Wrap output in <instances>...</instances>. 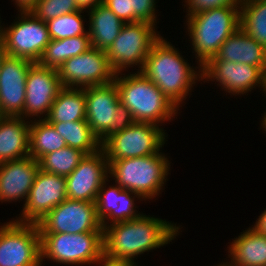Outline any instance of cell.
<instances>
[{
  "mask_svg": "<svg viewBox=\"0 0 266 266\" xmlns=\"http://www.w3.org/2000/svg\"><path fill=\"white\" fill-rule=\"evenodd\" d=\"M178 230L176 224L146 215L107 225L103 227L104 259L136 264L134 256L168 244Z\"/></svg>",
  "mask_w": 266,
  "mask_h": 266,
  "instance_id": "6da1fadb",
  "label": "cell"
},
{
  "mask_svg": "<svg viewBox=\"0 0 266 266\" xmlns=\"http://www.w3.org/2000/svg\"><path fill=\"white\" fill-rule=\"evenodd\" d=\"M141 72L177 107L187 98L199 76L203 81L202 69L199 75L177 49L162 37L152 45Z\"/></svg>",
  "mask_w": 266,
  "mask_h": 266,
  "instance_id": "7a4b0ae2",
  "label": "cell"
},
{
  "mask_svg": "<svg viewBox=\"0 0 266 266\" xmlns=\"http://www.w3.org/2000/svg\"><path fill=\"white\" fill-rule=\"evenodd\" d=\"M119 75L115 74L114 82L120 101L131 111L135 122L158 124L177 114V106L141 71L123 77Z\"/></svg>",
  "mask_w": 266,
  "mask_h": 266,
  "instance_id": "3957f363",
  "label": "cell"
},
{
  "mask_svg": "<svg viewBox=\"0 0 266 266\" xmlns=\"http://www.w3.org/2000/svg\"><path fill=\"white\" fill-rule=\"evenodd\" d=\"M186 17L193 50L202 68L240 27V6L214 8Z\"/></svg>",
  "mask_w": 266,
  "mask_h": 266,
  "instance_id": "277c9868",
  "label": "cell"
},
{
  "mask_svg": "<svg viewBox=\"0 0 266 266\" xmlns=\"http://www.w3.org/2000/svg\"><path fill=\"white\" fill-rule=\"evenodd\" d=\"M110 177L122 189L130 190L143 199H152L160 193L170 163L164 154L108 160Z\"/></svg>",
  "mask_w": 266,
  "mask_h": 266,
  "instance_id": "5b68a950",
  "label": "cell"
},
{
  "mask_svg": "<svg viewBox=\"0 0 266 266\" xmlns=\"http://www.w3.org/2000/svg\"><path fill=\"white\" fill-rule=\"evenodd\" d=\"M86 120L92 133L102 144L111 134L131 126L135 120L119 98L113 81L105 85L85 87Z\"/></svg>",
  "mask_w": 266,
  "mask_h": 266,
  "instance_id": "8992f818",
  "label": "cell"
},
{
  "mask_svg": "<svg viewBox=\"0 0 266 266\" xmlns=\"http://www.w3.org/2000/svg\"><path fill=\"white\" fill-rule=\"evenodd\" d=\"M43 258L60 264H94L103 256V232L40 234Z\"/></svg>",
  "mask_w": 266,
  "mask_h": 266,
  "instance_id": "52a82bcc",
  "label": "cell"
},
{
  "mask_svg": "<svg viewBox=\"0 0 266 266\" xmlns=\"http://www.w3.org/2000/svg\"><path fill=\"white\" fill-rule=\"evenodd\" d=\"M148 22L126 23L113 44L105 51L115 73L138 65L142 70L152 45L161 37ZM154 29V30H153Z\"/></svg>",
  "mask_w": 266,
  "mask_h": 266,
  "instance_id": "ba28073f",
  "label": "cell"
},
{
  "mask_svg": "<svg viewBox=\"0 0 266 266\" xmlns=\"http://www.w3.org/2000/svg\"><path fill=\"white\" fill-rule=\"evenodd\" d=\"M159 124L134 122L111 134L102 144L107 160H120L157 154L164 145L165 133Z\"/></svg>",
  "mask_w": 266,
  "mask_h": 266,
  "instance_id": "9c48e42d",
  "label": "cell"
},
{
  "mask_svg": "<svg viewBox=\"0 0 266 266\" xmlns=\"http://www.w3.org/2000/svg\"><path fill=\"white\" fill-rule=\"evenodd\" d=\"M39 226L10 221L0 227V266H41Z\"/></svg>",
  "mask_w": 266,
  "mask_h": 266,
  "instance_id": "30bf717a",
  "label": "cell"
},
{
  "mask_svg": "<svg viewBox=\"0 0 266 266\" xmlns=\"http://www.w3.org/2000/svg\"><path fill=\"white\" fill-rule=\"evenodd\" d=\"M37 225L40 234L103 232L95 202L69 198L54 207Z\"/></svg>",
  "mask_w": 266,
  "mask_h": 266,
  "instance_id": "8fae6325",
  "label": "cell"
},
{
  "mask_svg": "<svg viewBox=\"0 0 266 266\" xmlns=\"http://www.w3.org/2000/svg\"><path fill=\"white\" fill-rule=\"evenodd\" d=\"M18 20L7 29H1L5 51L8 56L38 62L50 42L46 22L31 12H21Z\"/></svg>",
  "mask_w": 266,
  "mask_h": 266,
  "instance_id": "7c38bea8",
  "label": "cell"
},
{
  "mask_svg": "<svg viewBox=\"0 0 266 266\" xmlns=\"http://www.w3.org/2000/svg\"><path fill=\"white\" fill-rule=\"evenodd\" d=\"M58 73L61 85L65 88L109 84L114 81L116 74L109 64L106 52L93 47L66 60Z\"/></svg>",
  "mask_w": 266,
  "mask_h": 266,
  "instance_id": "4fadbf2b",
  "label": "cell"
},
{
  "mask_svg": "<svg viewBox=\"0 0 266 266\" xmlns=\"http://www.w3.org/2000/svg\"><path fill=\"white\" fill-rule=\"evenodd\" d=\"M67 199L66 179L63 176L38 170L22 210L15 221L35 223L42 220L54 207ZM22 217V218H21Z\"/></svg>",
  "mask_w": 266,
  "mask_h": 266,
  "instance_id": "5bb4252c",
  "label": "cell"
},
{
  "mask_svg": "<svg viewBox=\"0 0 266 266\" xmlns=\"http://www.w3.org/2000/svg\"><path fill=\"white\" fill-rule=\"evenodd\" d=\"M201 69L203 79L216 80L224 90L238 95L248 93L258 84L263 88L266 66L210 59Z\"/></svg>",
  "mask_w": 266,
  "mask_h": 266,
  "instance_id": "9a60e30c",
  "label": "cell"
},
{
  "mask_svg": "<svg viewBox=\"0 0 266 266\" xmlns=\"http://www.w3.org/2000/svg\"><path fill=\"white\" fill-rule=\"evenodd\" d=\"M108 173L109 163L102 148L93 154L85 155L77 168L65 177L67 198L95 202Z\"/></svg>",
  "mask_w": 266,
  "mask_h": 266,
  "instance_id": "2e32d148",
  "label": "cell"
},
{
  "mask_svg": "<svg viewBox=\"0 0 266 266\" xmlns=\"http://www.w3.org/2000/svg\"><path fill=\"white\" fill-rule=\"evenodd\" d=\"M62 88L58 69L48 68L34 62L28 71L24 110L20 116L27 118V116H39L46 113V118Z\"/></svg>",
  "mask_w": 266,
  "mask_h": 266,
  "instance_id": "e0dca14e",
  "label": "cell"
},
{
  "mask_svg": "<svg viewBox=\"0 0 266 266\" xmlns=\"http://www.w3.org/2000/svg\"><path fill=\"white\" fill-rule=\"evenodd\" d=\"M34 62L6 55L0 67V116H20L24 110L26 79Z\"/></svg>",
  "mask_w": 266,
  "mask_h": 266,
  "instance_id": "ac0fdd59",
  "label": "cell"
},
{
  "mask_svg": "<svg viewBox=\"0 0 266 266\" xmlns=\"http://www.w3.org/2000/svg\"><path fill=\"white\" fill-rule=\"evenodd\" d=\"M39 169L31 156L0 163V201L27 199Z\"/></svg>",
  "mask_w": 266,
  "mask_h": 266,
  "instance_id": "d6986e66",
  "label": "cell"
},
{
  "mask_svg": "<svg viewBox=\"0 0 266 266\" xmlns=\"http://www.w3.org/2000/svg\"><path fill=\"white\" fill-rule=\"evenodd\" d=\"M107 181L101 185L95 201L97 217L101 222L102 228L107 226L108 222L106 221L108 219L111 221L110 223L114 224L142 216L140 213H135L136 210H134V197L141 200L142 197L130 190L122 189L118 185L109 186L106 190L104 187H106ZM132 194L135 195L133 198L130 196Z\"/></svg>",
  "mask_w": 266,
  "mask_h": 266,
  "instance_id": "ffe728a7",
  "label": "cell"
},
{
  "mask_svg": "<svg viewBox=\"0 0 266 266\" xmlns=\"http://www.w3.org/2000/svg\"><path fill=\"white\" fill-rule=\"evenodd\" d=\"M30 125L21 116H0V163L29 155Z\"/></svg>",
  "mask_w": 266,
  "mask_h": 266,
  "instance_id": "44dd1931",
  "label": "cell"
},
{
  "mask_svg": "<svg viewBox=\"0 0 266 266\" xmlns=\"http://www.w3.org/2000/svg\"><path fill=\"white\" fill-rule=\"evenodd\" d=\"M211 59L266 66V47L239 27L222 43L217 55Z\"/></svg>",
  "mask_w": 266,
  "mask_h": 266,
  "instance_id": "7402d4cb",
  "label": "cell"
},
{
  "mask_svg": "<svg viewBox=\"0 0 266 266\" xmlns=\"http://www.w3.org/2000/svg\"><path fill=\"white\" fill-rule=\"evenodd\" d=\"M233 266H266V235L251 227L229 246Z\"/></svg>",
  "mask_w": 266,
  "mask_h": 266,
  "instance_id": "603a6c76",
  "label": "cell"
},
{
  "mask_svg": "<svg viewBox=\"0 0 266 266\" xmlns=\"http://www.w3.org/2000/svg\"><path fill=\"white\" fill-rule=\"evenodd\" d=\"M90 41L93 48L106 51L118 37L124 24L108 7L100 4L89 10Z\"/></svg>",
  "mask_w": 266,
  "mask_h": 266,
  "instance_id": "cb8c5ba5",
  "label": "cell"
},
{
  "mask_svg": "<svg viewBox=\"0 0 266 266\" xmlns=\"http://www.w3.org/2000/svg\"><path fill=\"white\" fill-rule=\"evenodd\" d=\"M48 122H72L86 119V96L84 88L63 87L54 100Z\"/></svg>",
  "mask_w": 266,
  "mask_h": 266,
  "instance_id": "d4e9b609",
  "label": "cell"
},
{
  "mask_svg": "<svg viewBox=\"0 0 266 266\" xmlns=\"http://www.w3.org/2000/svg\"><path fill=\"white\" fill-rule=\"evenodd\" d=\"M91 47L88 33L65 39H50L38 63L48 68L59 69L66 60L85 53Z\"/></svg>",
  "mask_w": 266,
  "mask_h": 266,
  "instance_id": "484cf974",
  "label": "cell"
},
{
  "mask_svg": "<svg viewBox=\"0 0 266 266\" xmlns=\"http://www.w3.org/2000/svg\"><path fill=\"white\" fill-rule=\"evenodd\" d=\"M62 136L66 145L84 152L86 155L93 154L101 149L99 139L92 133L87 120L72 122H49Z\"/></svg>",
  "mask_w": 266,
  "mask_h": 266,
  "instance_id": "4316f807",
  "label": "cell"
},
{
  "mask_svg": "<svg viewBox=\"0 0 266 266\" xmlns=\"http://www.w3.org/2000/svg\"><path fill=\"white\" fill-rule=\"evenodd\" d=\"M37 121H31L30 124L29 155L39 161L44 155L67 145L62 136L45 118Z\"/></svg>",
  "mask_w": 266,
  "mask_h": 266,
  "instance_id": "83f0119b",
  "label": "cell"
},
{
  "mask_svg": "<svg viewBox=\"0 0 266 266\" xmlns=\"http://www.w3.org/2000/svg\"><path fill=\"white\" fill-rule=\"evenodd\" d=\"M240 6V28L266 47V1L242 0Z\"/></svg>",
  "mask_w": 266,
  "mask_h": 266,
  "instance_id": "f1b7e54d",
  "label": "cell"
},
{
  "mask_svg": "<svg viewBox=\"0 0 266 266\" xmlns=\"http://www.w3.org/2000/svg\"><path fill=\"white\" fill-rule=\"evenodd\" d=\"M85 153L65 146L57 151L44 155L39 160V168L47 173L67 177L85 157Z\"/></svg>",
  "mask_w": 266,
  "mask_h": 266,
  "instance_id": "f546056e",
  "label": "cell"
},
{
  "mask_svg": "<svg viewBox=\"0 0 266 266\" xmlns=\"http://www.w3.org/2000/svg\"><path fill=\"white\" fill-rule=\"evenodd\" d=\"M83 10L74 13L63 14L46 22L50 39H65L85 32L83 18L80 15Z\"/></svg>",
  "mask_w": 266,
  "mask_h": 266,
  "instance_id": "4dcf8cb0",
  "label": "cell"
},
{
  "mask_svg": "<svg viewBox=\"0 0 266 266\" xmlns=\"http://www.w3.org/2000/svg\"><path fill=\"white\" fill-rule=\"evenodd\" d=\"M79 10L76 0H38L30 12L37 19L47 22L63 14Z\"/></svg>",
  "mask_w": 266,
  "mask_h": 266,
  "instance_id": "1f68e13d",
  "label": "cell"
},
{
  "mask_svg": "<svg viewBox=\"0 0 266 266\" xmlns=\"http://www.w3.org/2000/svg\"><path fill=\"white\" fill-rule=\"evenodd\" d=\"M131 23L148 22L155 25V0H130Z\"/></svg>",
  "mask_w": 266,
  "mask_h": 266,
  "instance_id": "d6a6232c",
  "label": "cell"
},
{
  "mask_svg": "<svg viewBox=\"0 0 266 266\" xmlns=\"http://www.w3.org/2000/svg\"><path fill=\"white\" fill-rule=\"evenodd\" d=\"M188 16L224 6H240L242 0H187Z\"/></svg>",
  "mask_w": 266,
  "mask_h": 266,
  "instance_id": "836d02e7",
  "label": "cell"
},
{
  "mask_svg": "<svg viewBox=\"0 0 266 266\" xmlns=\"http://www.w3.org/2000/svg\"><path fill=\"white\" fill-rule=\"evenodd\" d=\"M103 4L123 21V23H131L130 0H104Z\"/></svg>",
  "mask_w": 266,
  "mask_h": 266,
  "instance_id": "e575fe53",
  "label": "cell"
},
{
  "mask_svg": "<svg viewBox=\"0 0 266 266\" xmlns=\"http://www.w3.org/2000/svg\"><path fill=\"white\" fill-rule=\"evenodd\" d=\"M38 0H15L19 11L21 12H30L36 5Z\"/></svg>",
  "mask_w": 266,
  "mask_h": 266,
  "instance_id": "d590c367",
  "label": "cell"
},
{
  "mask_svg": "<svg viewBox=\"0 0 266 266\" xmlns=\"http://www.w3.org/2000/svg\"><path fill=\"white\" fill-rule=\"evenodd\" d=\"M104 0H76V3L80 10L95 8L96 6L103 4Z\"/></svg>",
  "mask_w": 266,
  "mask_h": 266,
  "instance_id": "8d00e7d4",
  "label": "cell"
},
{
  "mask_svg": "<svg viewBox=\"0 0 266 266\" xmlns=\"http://www.w3.org/2000/svg\"><path fill=\"white\" fill-rule=\"evenodd\" d=\"M254 228L258 233L266 235V210L257 219Z\"/></svg>",
  "mask_w": 266,
  "mask_h": 266,
  "instance_id": "74e56055",
  "label": "cell"
},
{
  "mask_svg": "<svg viewBox=\"0 0 266 266\" xmlns=\"http://www.w3.org/2000/svg\"><path fill=\"white\" fill-rule=\"evenodd\" d=\"M98 264H102V266H137L128 262H115L104 258L100 262H98Z\"/></svg>",
  "mask_w": 266,
  "mask_h": 266,
  "instance_id": "f35d334b",
  "label": "cell"
},
{
  "mask_svg": "<svg viewBox=\"0 0 266 266\" xmlns=\"http://www.w3.org/2000/svg\"><path fill=\"white\" fill-rule=\"evenodd\" d=\"M6 55H7V53H6L5 48H4V41L0 35V67H1L2 61L4 60Z\"/></svg>",
  "mask_w": 266,
  "mask_h": 266,
  "instance_id": "ab89813d",
  "label": "cell"
},
{
  "mask_svg": "<svg viewBox=\"0 0 266 266\" xmlns=\"http://www.w3.org/2000/svg\"><path fill=\"white\" fill-rule=\"evenodd\" d=\"M262 90L266 93V71L264 73V81H263V89Z\"/></svg>",
  "mask_w": 266,
  "mask_h": 266,
  "instance_id": "60d3db41",
  "label": "cell"
},
{
  "mask_svg": "<svg viewBox=\"0 0 266 266\" xmlns=\"http://www.w3.org/2000/svg\"><path fill=\"white\" fill-rule=\"evenodd\" d=\"M261 125H262L263 128H265L264 130L266 131V112L264 114V118L262 120V124Z\"/></svg>",
  "mask_w": 266,
  "mask_h": 266,
  "instance_id": "b9f144b4",
  "label": "cell"
},
{
  "mask_svg": "<svg viewBox=\"0 0 266 266\" xmlns=\"http://www.w3.org/2000/svg\"><path fill=\"white\" fill-rule=\"evenodd\" d=\"M218 266H233V265H231V264H229V263H221L220 265H218Z\"/></svg>",
  "mask_w": 266,
  "mask_h": 266,
  "instance_id": "7bdbcfd3",
  "label": "cell"
}]
</instances>
